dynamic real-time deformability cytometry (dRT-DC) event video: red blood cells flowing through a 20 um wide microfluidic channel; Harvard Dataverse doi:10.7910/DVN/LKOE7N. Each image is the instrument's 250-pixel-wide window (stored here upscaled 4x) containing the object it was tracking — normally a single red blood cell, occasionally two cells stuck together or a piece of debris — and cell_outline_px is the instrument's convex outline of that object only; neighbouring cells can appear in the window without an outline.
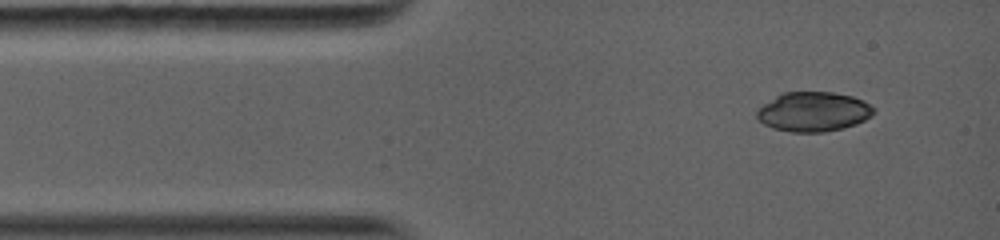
{"species": "common noctule bat (a hibernating species)", "species_latin": "Nyctalus noctula", "temperature_condition": "warm", "stored_images_in_passage": 19, "camera_frame_rate_fps": 5000, "um_per_image_px": 0.085, "animal": {"sex": "female", "body_mass_g": 19.0, "forearm_length_mm": 56.7}, "frame": {"image": 1, "passage_image": 1, "time_ms": 0.0, "image_size_px": [1000, 240], "cell_outline_px": [[872, 112], [864, 120], [856, 124], [824, 132], [792, 132], [772, 128], [764, 124], [756, 116], [756, 112], [764, 104], [776, 96], [784, 92], [832, 92], [852, 96], [864, 100], [872, 108]], "centroid_in_image_um": [69.11, 9.49], "position_along_channel_um": 15.9, "area_um2": 26.53}}
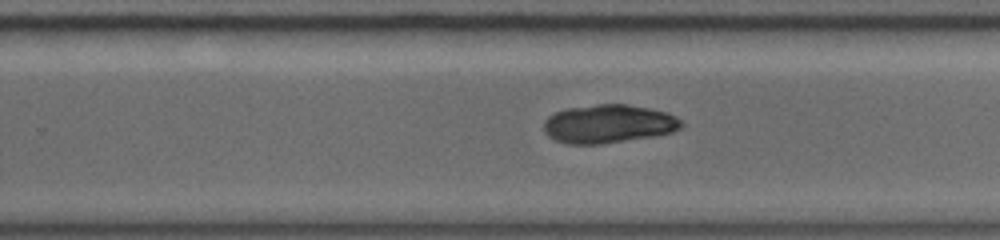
{"frame": {"image": 2, "passage_image": 11, "time_ms": 7.4, "image_size_px": [1000, 240], "cell_outline_px": [[684, 124], [680, 128], [672, 132], [652, 136], [600, 144], [568, 144], [556, 140], [548, 136], [544, 132], [544, 120], [548, 116], [564, 108], [596, 104], [628, 104], [668, 112], [676, 116]], "centroid_in_image_um": [51.7, 10.51], "position_along_channel_um": 278.1, "area_um2": 30.92}}
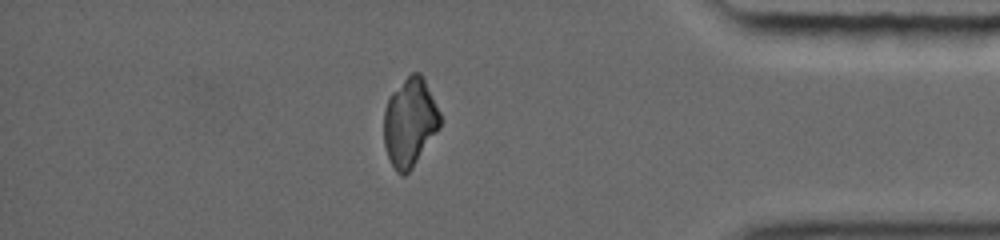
{"frame": {"image": 3, "passage_image": 19, "time_ms": 11.0, "image_size_px": [1000, 240], "cell_outline_px": [[440, 128], [412, 168], [404, 176], [400, 176], [396, 172], [388, 156], [384, 144], [384, 108], [392, 92], [412, 72], [420, 72], [440, 112]], "centroid_in_image_um": [34.83, 10.43], "position_along_channel_um": 400.4, "area_um2": 28.73}}